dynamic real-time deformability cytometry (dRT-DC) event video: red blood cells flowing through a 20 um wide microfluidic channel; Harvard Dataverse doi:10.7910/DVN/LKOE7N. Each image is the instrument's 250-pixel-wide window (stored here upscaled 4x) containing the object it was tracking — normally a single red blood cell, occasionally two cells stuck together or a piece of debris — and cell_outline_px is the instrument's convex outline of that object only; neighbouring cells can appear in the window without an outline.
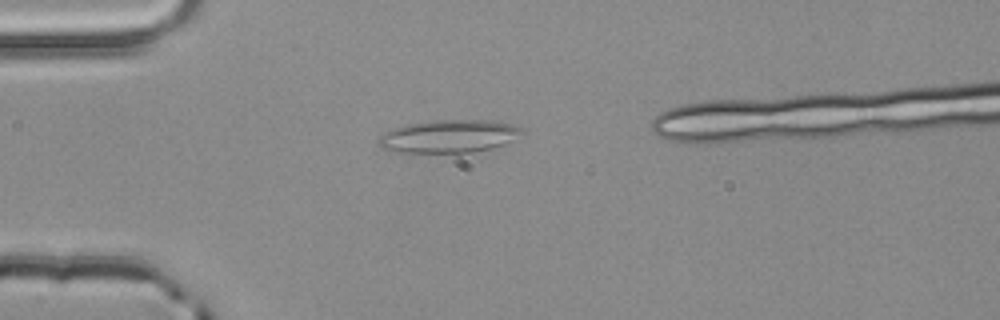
{"species": "common noctule bat (a hibernating species)", "species_latin": "Nyctalus noctula", "temperature_condition": "room temperature", "stored_images_in_passage": 3, "camera_frame_rate_fps": 3000, "um_per_image_px": 0.085, "animal": {"sex": "male", "body_mass_g": 20.4}, "frame": {"image": 1, "passage_image": 2, "time_ms": 0.333, "image_size_px": [1000, 320], "cell_outline_px": [[524, 132], [512, 140], [504, 144], [492, 148], [472, 152], [400, 152], [380, 148], [380, 136], [384, 132], [404, 124], [432, 120], [492, 120], [512, 124], [524, 128]], "centroid_in_image_um": [38.18, 11.57], "position_along_channel_um": 46.8, "area_um2": 27.46}}